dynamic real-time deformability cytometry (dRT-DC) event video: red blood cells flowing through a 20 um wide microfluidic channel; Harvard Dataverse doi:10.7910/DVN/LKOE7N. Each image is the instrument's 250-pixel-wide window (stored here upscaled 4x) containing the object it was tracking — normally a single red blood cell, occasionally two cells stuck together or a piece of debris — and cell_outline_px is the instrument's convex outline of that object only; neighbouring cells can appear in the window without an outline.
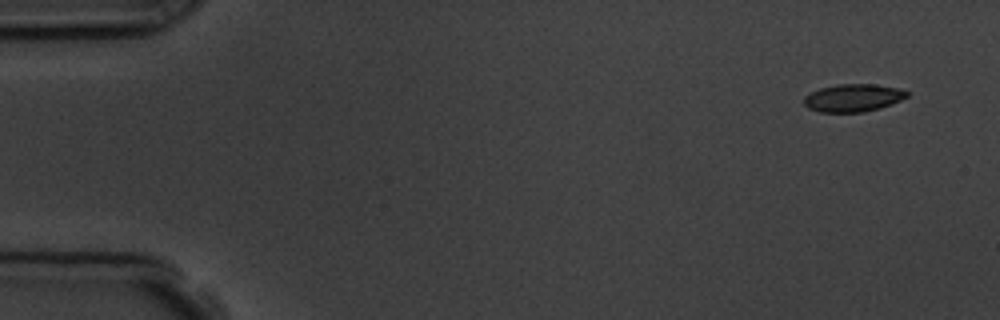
{"species": "common noctule bat (a hibernating species)", "species_latin": "Nyctalus noctula", "temperature_condition": "room temperature", "stored_images_in_passage": 4, "camera_frame_rate_fps": 3000, "um_per_image_px": 0.085, "animal": {"sex": "male", "body_mass_g": 19.5, "forearm_length_mm": 54.6}, "frame": {"image": 1, "passage_image": 1, "time_ms": 0.0, "image_size_px": [1000, 320], "cell_outline_px": [[908, 96], [892, 104], [880, 108], [864, 112], [820, 112], [808, 108], [804, 104], [804, 96], [820, 88], [836, 84], [872, 84], [900, 88], [908, 92]], "centroid_in_image_um": [72.51, 8.32], "position_along_channel_um": 12.5, "area_um2": 16.65}}
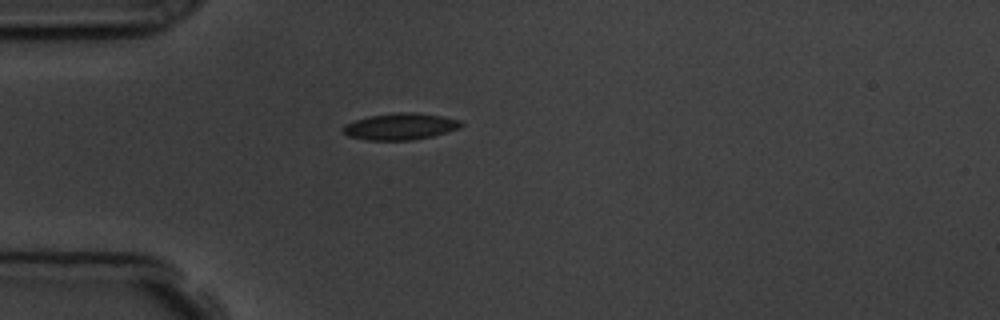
{"frame": {"image": 2, "passage_image": 4, "time_ms": 4.0, "image_size_px": [1000, 320], "cell_outline_px": [[464, 124], [460, 128], [432, 136], [412, 140], [368, 140], [348, 136], [340, 132], [340, 128], [344, 124], [368, 116], [396, 112], [416, 112], [440, 116], [460, 120]], "centroid_in_image_um": [33.98, 10.75], "position_along_channel_um": 51.0, "area_um2": 18.44}}